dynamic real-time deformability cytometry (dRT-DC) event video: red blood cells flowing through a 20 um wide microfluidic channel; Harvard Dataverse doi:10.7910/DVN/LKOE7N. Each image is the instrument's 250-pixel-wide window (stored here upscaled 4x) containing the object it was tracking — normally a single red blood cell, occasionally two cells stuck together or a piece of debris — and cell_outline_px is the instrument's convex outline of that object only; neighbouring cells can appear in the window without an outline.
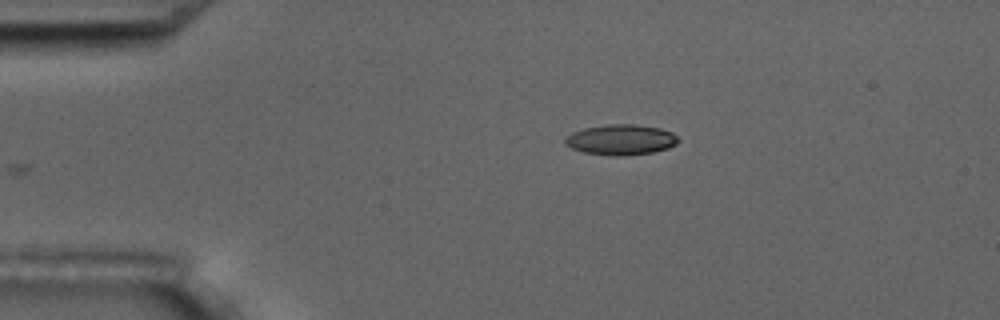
{"species": "common noctule bat (a hibernating species)", "species_latin": "Nyctalus noctula", "temperature_condition": "room temperature", "stored_images_in_passage": 5, "camera_frame_rate_fps": 3000, "um_per_image_px": 0.085, "animal": {"sex": "male", "body_mass_g": 17.5, "forearm_length_mm": 52.3}, "frame": {"image": 1, "passage_image": 5, "time_ms": 4.667, "image_size_px": [1000, 320], "cell_outline_px": [[680, 140], [676, 144], [668, 148], [652, 152], [624, 156], [612, 156], [584, 152], [572, 148], [564, 144], [564, 140], [572, 132], [584, 128], [604, 124], [632, 124], [660, 128], [672, 132]], "centroid_in_image_um": [52.77, 11.87], "position_along_channel_um": 32.2, "area_um2": 20.11}}